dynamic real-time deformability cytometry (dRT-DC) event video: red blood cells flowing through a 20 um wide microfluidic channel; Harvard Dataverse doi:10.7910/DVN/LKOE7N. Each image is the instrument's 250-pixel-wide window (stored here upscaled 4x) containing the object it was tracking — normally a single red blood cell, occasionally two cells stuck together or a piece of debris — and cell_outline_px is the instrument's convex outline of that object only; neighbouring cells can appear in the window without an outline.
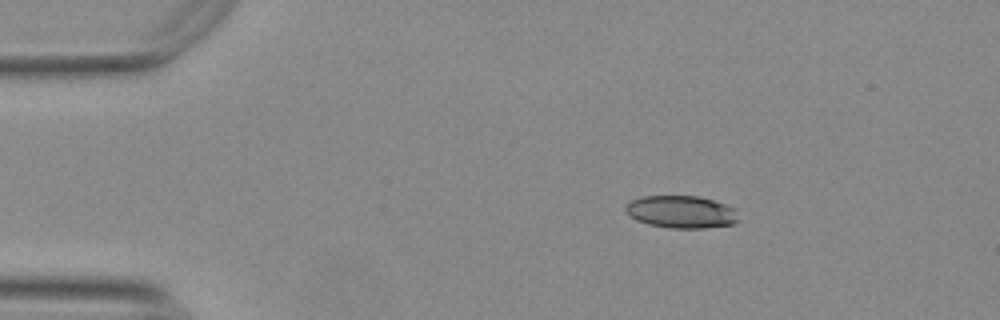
{"species": "Egyptian fruit bat (a non-hibernating species)", "species_latin": "Rousettus aegyptiacus", "temperature_condition": "warm", "stored_images_in_passage": 46, "camera_frame_rate_fps": 3000, "um_per_image_px": 0.085, "animal": {"sex": "female"}, "frame": {"image": 1, "passage_image": 1, "time_ms": 0.0, "image_size_px": [1000, 320], "cell_outline_px": [[740, 220], [732, 224], [704, 228], [672, 228], [648, 224], [636, 220], [624, 208], [632, 200], [644, 196], [700, 196], [724, 204], [732, 208]], "centroid_in_image_um": [57.91, 18.01], "position_along_channel_um": 27.1, "area_um2": 21.04}}
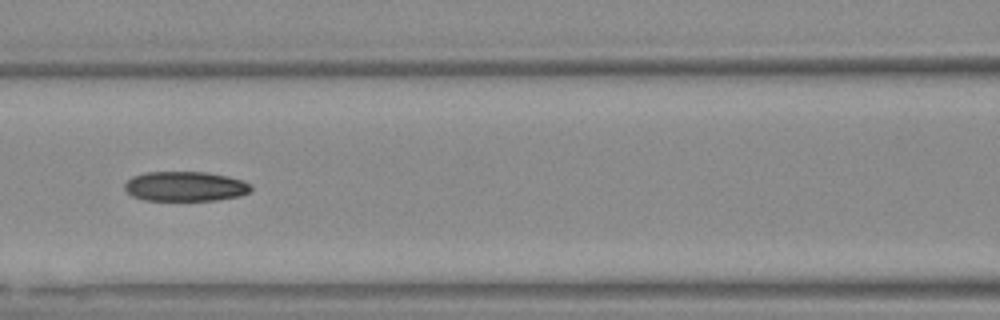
{"frame": {"image": 2, "passage_image": 16, "time_ms": 5.0, "image_size_px": [1000, 320], "cell_outline_px": [[252, 188], [248, 192], [240, 196], [216, 200], [144, 200], [132, 196], [124, 188], [124, 184], [132, 176], [148, 172], [204, 172], [228, 176], [252, 184]], "centroid_in_image_um": [15.74, 15.84], "position_along_channel_um": 150.9, "area_um2": 21.85}}
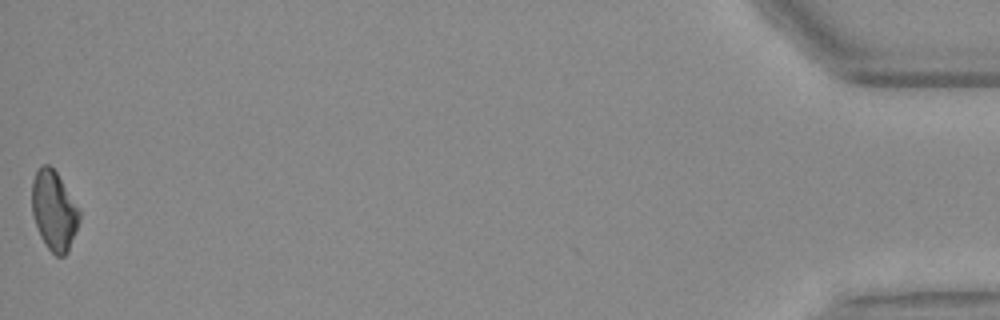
{"frame": {"image": 3, "passage_image": 46, "time_ms": 15.0, "image_size_px": [1000, 320], "cell_outline_px": [[80, 220], [68, 252], [64, 256], [56, 256], [44, 244], [40, 236], [32, 212], [32, 180], [36, 172], [44, 164], [48, 164], [56, 172], [80, 212]], "centroid_in_image_um": [4.58, 17.94], "position_along_channel_um": 430.6, "area_um2": 21.62}, "authors_computed_cell_mechanics": {"area_um2": 22.2241, "velocity_mm_per_s": 3.7793, "shape_relaxation_time_tau1_ms": 8.7617, "shape_relaxation_time_tau2_ms": 5.5245, "deformation_change_tau1": 0.1907, "deformation_change_tau2": 0.1287}}